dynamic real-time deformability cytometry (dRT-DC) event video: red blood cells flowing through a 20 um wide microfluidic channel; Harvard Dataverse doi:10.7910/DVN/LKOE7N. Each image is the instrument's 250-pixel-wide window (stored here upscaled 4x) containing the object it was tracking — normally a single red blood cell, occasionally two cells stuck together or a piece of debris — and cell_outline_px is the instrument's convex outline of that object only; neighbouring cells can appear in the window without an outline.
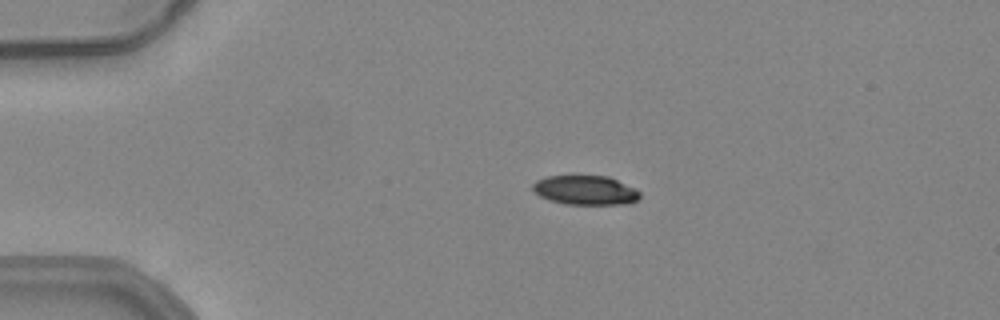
{"species": "common noctule bat (a hibernating species)", "species_latin": "Nyctalus noctula", "temperature_condition": "warm", "stored_images_in_passage": 53, "camera_frame_rate_fps": 3000, "um_per_image_px": 0.085, "animal": {"sex": "female", "body_mass_g": 24.6, "forearm_length_mm": 56.2}, "frame": {"image": 1, "passage_image": 12, "time_ms": 3.667, "image_size_px": [1000, 320], "cell_outline_px": [[640, 196], [636, 200], [628, 204], [564, 204], [548, 200], [540, 196], [532, 188], [532, 184], [536, 180], [548, 176], [572, 172], [608, 176], [636, 188], [640, 192]], "centroid_in_image_um": [49.72, 16.11], "position_along_channel_um": 35.3, "area_um2": 19.19}}
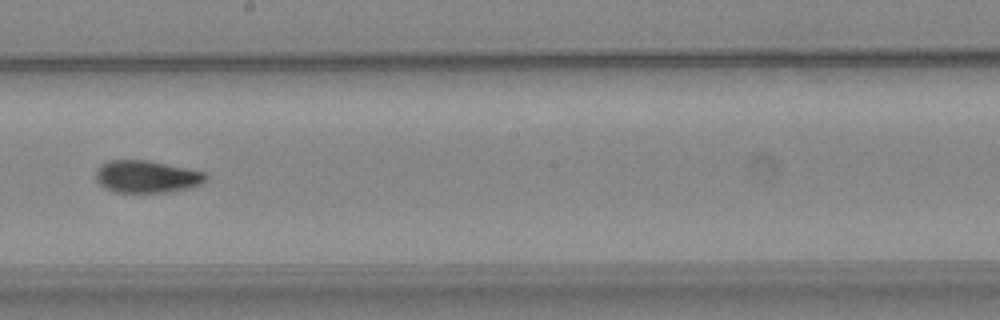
{"frame": {"image": 2, "passage_image": 31, "time_ms": 10.0, "image_size_px": [1000, 320], "cell_outline_px": [[208, 176], [200, 184], [188, 188], [168, 192], [112, 192], [104, 188], [96, 180], [96, 168], [100, 164], [108, 160], [148, 160], [204, 172]], "centroid_in_image_um": [12.41, 15.01], "position_along_channel_um": 235.8, "area_um2": 20.69}}
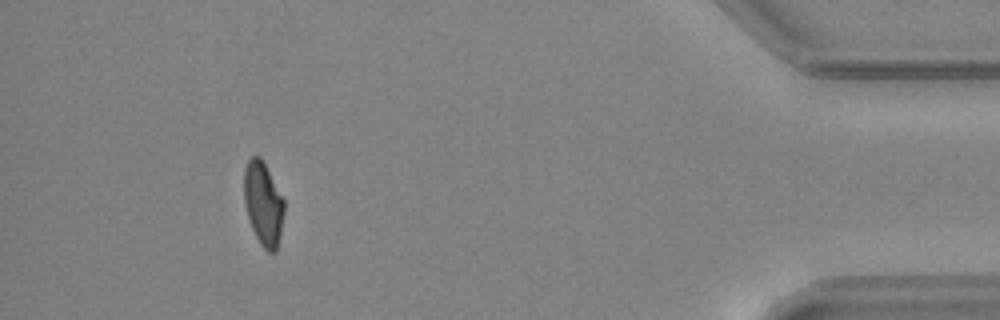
{"frame": {"image": 3, "passage_image": 49, "time_ms": 16.0, "image_size_px": [1000, 320], "cell_outline_px": [[284, 212], [280, 236], [276, 252], [268, 252], [260, 244], [252, 228], [244, 204], [244, 168], [248, 160], [252, 156], [260, 156], [284, 200]], "centroid_in_image_um": [22.37, 17.32], "position_along_channel_um": 412.8, "area_um2": 19.36}, "authors_computed_cell_mechanics": {"area_um2": 20.1722, "velocity_mm_per_s": 3.946, "shape_relaxation_time_tau1_ms": 7.9416, "shape_relaxation_time_tau2_ms": 3.1596, "deformation_change_tau1": 0.2213, "deformation_change_tau2": 0.0855}}